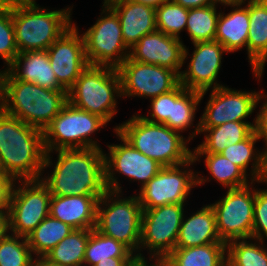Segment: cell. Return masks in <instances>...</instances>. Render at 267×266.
<instances>
[{"label":"cell","instance_id":"cell-19","mask_svg":"<svg viewBox=\"0 0 267 266\" xmlns=\"http://www.w3.org/2000/svg\"><path fill=\"white\" fill-rule=\"evenodd\" d=\"M184 43L182 39L156 30L144 35L130 48L129 57L137 62L163 66L181 74Z\"/></svg>","mask_w":267,"mask_h":266},{"label":"cell","instance_id":"cell-31","mask_svg":"<svg viewBox=\"0 0 267 266\" xmlns=\"http://www.w3.org/2000/svg\"><path fill=\"white\" fill-rule=\"evenodd\" d=\"M74 228L64 222L47 216L26 237L31 252L35 257H45L59 242L67 237Z\"/></svg>","mask_w":267,"mask_h":266},{"label":"cell","instance_id":"cell-21","mask_svg":"<svg viewBox=\"0 0 267 266\" xmlns=\"http://www.w3.org/2000/svg\"><path fill=\"white\" fill-rule=\"evenodd\" d=\"M103 195L51 196L49 215L74 229H94L97 205Z\"/></svg>","mask_w":267,"mask_h":266},{"label":"cell","instance_id":"cell-18","mask_svg":"<svg viewBox=\"0 0 267 266\" xmlns=\"http://www.w3.org/2000/svg\"><path fill=\"white\" fill-rule=\"evenodd\" d=\"M76 23L47 49L49 61L58 83L68 91L89 66L82 34Z\"/></svg>","mask_w":267,"mask_h":266},{"label":"cell","instance_id":"cell-25","mask_svg":"<svg viewBox=\"0 0 267 266\" xmlns=\"http://www.w3.org/2000/svg\"><path fill=\"white\" fill-rule=\"evenodd\" d=\"M192 215H183L175 248H189L221 241L216 228V216L210 204L203 205Z\"/></svg>","mask_w":267,"mask_h":266},{"label":"cell","instance_id":"cell-51","mask_svg":"<svg viewBox=\"0 0 267 266\" xmlns=\"http://www.w3.org/2000/svg\"><path fill=\"white\" fill-rule=\"evenodd\" d=\"M13 3L19 5H39L36 0H13Z\"/></svg>","mask_w":267,"mask_h":266},{"label":"cell","instance_id":"cell-53","mask_svg":"<svg viewBox=\"0 0 267 266\" xmlns=\"http://www.w3.org/2000/svg\"><path fill=\"white\" fill-rule=\"evenodd\" d=\"M0 173H5L2 162H1V158H0Z\"/></svg>","mask_w":267,"mask_h":266},{"label":"cell","instance_id":"cell-46","mask_svg":"<svg viewBox=\"0 0 267 266\" xmlns=\"http://www.w3.org/2000/svg\"><path fill=\"white\" fill-rule=\"evenodd\" d=\"M148 259L150 260V265H149ZM145 266H173V265L167 258H146L145 257Z\"/></svg>","mask_w":267,"mask_h":266},{"label":"cell","instance_id":"cell-28","mask_svg":"<svg viewBox=\"0 0 267 266\" xmlns=\"http://www.w3.org/2000/svg\"><path fill=\"white\" fill-rule=\"evenodd\" d=\"M258 141L254 131L247 139L229 145L220 152L222 156L240 167L253 181H263L267 175V158L261 149L256 148ZM250 165L251 171L248 168Z\"/></svg>","mask_w":267,"mask_h":266},{"label":"cell","instance_id":"cell-29","mask_svg":"<svg viewBox=\"0 0 267 266\" xmlns=\"http://www.w3.org/2000/svg\"><path fill=\"white\" fill-rule=\"evenodd\" d=\"M207 93V91L202 93L191 91L179 84L172 90L171 116H169L165 125L180 133L193 128L196 111Z\"/></svg>","mask_w":267,"mask_h":266},{"label":"cell","instance_id":"cell-38","mask_svg":"<svg viewBox=\"0 0 267 266\" xmlns=\"http://www.w3.org/2000/svg\"><path fill=\"white\" fill-rule=\"evenodd\" d=\"M19 54L15 43V29L11 9L0 13V57L7 69Z\"/></svg>","mask_w":267,"mask_h":266},{"label":"cell","instance_id":"cell-7","mask_svg":"<svg viewBox=\"0 0 267 266\" xmlns=\"http://www.w3.org/2000/svg\"><path fill=\"white\" fill-rule=\"evenodd\" d=\"M142 206L135 195L107 191L98 201L95 229L127 246L139 259Z\"/></svg>","mask_w":267,"mask_h":266},{"label":"cell","instance_id":"cell-36","mask_svg":"<svg viewBox=\"0 0 267 266\" xmlns=\"http://www.w3.org/2000/svg\"><path fill=\"white\" fill-rule=\"evenodd\" d=\"M34 257L25 237L9 232L0 239V266H31Z\"/></svg>","mask_w":267,"mask_h":266},{"label":"cell","instance_id":"cell-54","mask_svg":"<svg viewBox=\"0 0 267 266\" xmlns=\"http://www.w3.org/2000/svg\"><path fill=\"white\" fill-rule=\"evenodd\" d=\"M1 72L2 70L0 69V90H1Z\"/></svg>","mask_w":267,"mask_h":266},{"label":"cell","instance_id":"cell-40","mask_svg":"<svg viewBox=\"0 0 267 266\" xmlns=\"http://www.w3.org/2000/svg\"><path fill=\"white\" fill-rule=\"evenodd\" d=\"M150 104L151 110L148 111V115L142 117L150 122L165 124L171 116L172 90L150 99Z\"/></svg>","mask_w":267,"mask_h":266},{"label":"cell","instance_id":"cell-26","mask_svg":"<svg viewBox=\"0 0 267 266\" xmlns=\"http://www.w3.org/2000/svg\"><path fill=\"white\" fill-rule=\"evenodd\" d=\"M195 162H200L201 157L205 158L204 163L209 175L206 178L203 174L197 172V186L214 179L217 183L226 189L241 188L250 184L253 180L240 167L222 156L220 153H193ZM251 181V182H250Z\"/></svg>","mask_w":267,"mask_h":266},{"label":"cell","instance_id":"cell-8","mask_svg":"<svg viewBox=\"0 0 267 266\" xmlns=\"http://www.w3.org/2000/svg\"><path fill=\"white\" fill-rule=\"evenodd\" d=\"M107 124L101 117L67 102L43 131L45 150L102 148L92 136Z\"/></svg>","mask_w":267,"mask_h":266},{"label":"cell","instance_id":"cell-17","mask_svg":"<svg viewBox=\"0 0 267 266\" xmlns=\"http://www.w3.org/2000/svg\"><path fill=\"white\" fill-rule=\"evenodd\" d=\"M194 50L189 54V49L184 46L183 65L189 60L187 68L181 71L180 84L186 89L199 93L219 88L218 75L221 70L223 55L229 52L216 40L197 42L193 44Z\"/></svg>","mask_w":267,"mask_h":266},{"label":"cell","instance_id":"cell-48","mask_svg":"<svg viewBox=\"0 0 267 266\" xmlns=\"http://www.w3.org/2000/svg\"><path fill=\"white\" fill-rule=\"evenodd\" d=\"M31 266H60V265L50 262L45 257H35L33 259V262H32Z\"/></svg>","mask_w":267,"mask_h":266},{"label":"cell","instance_id":"cell-37","mask_svg":"<svg viewBox=\"0 0 267 266\" xmlns=\"http://www.w3.org/2000/svg\"><path fill=\"white\" fill-rule=\"evenodd\" d=\"M188 9L174 3L172 0L156 8L157 30L166 35L181 39V32L187 25Z\"/></svg>","mask_w":267,"mask_h":266},{"label":"cell","instance_id":"cell-41","mask_svg":"<svg viewBox=\"0 0 267 266\" xmlns=\"http://www.w3.org/2000/svg\"><path fill=\"white\" fill-rule=\"evenodd\" d=\"M261 99L263 101L259 106V112L256 114V124H255V132L259 139V142L262 140L265 144L262 152L264 156L267 158V94L263 91L261 94ZM264 99V100H263Z\"/></svg>","mask_w":267,"mask_h":266},{"label":"cell","instance_id":"cell-23","mask_svg":"<svg viewBox=\"0 0 267 266\" xmlns=\"http://www.w3.org/2000/svg\"><path fill=\"white\" fill-rule=\"evenodd\" d=\"M6 70L15 79L51 90H65L56 79L47 50L21 52Z\"/></svg>","mask_w":267,"mask_h":266},{"label":"cell","instance_id":"cell-3","mask_svg":"<svg viewBox=\"0 0 267 266\" xmlns=\"http://www.w3.org/2000/svg\"><path fill=\"white\" fill-rule=\"evenodd\" d=\"M68 102L66 90H51L1 72L0 108L39 130L44 129Z\"/></svg>","mask_w":267,"mask_h":266},{"label":"cell","instance_id":"cell-16","mask_svg":"<svg viewBox=\"0 0 267 266\" xmlns=\"http://www.w3.org/2000/svg\"><path fill=\"white\" fill-rule=\"evenodd\" d=\"M123 98H155L175 89L180 75L172 69L137 62L128 57L118 68Z\"/></svg>","mask_w":267,"mask_h":266},{"label":"cell","instance_id":"cell-24","mask_svg":"<svg viewBox=\"0 0 267 266\" xmlns=\"http://www.w3.org/2000/svg\"><path fill=\"white\" fill-rule=\"evenodd\" d=\"M231 7L227 14L220 10L217 22L216 41H219L229 53L246 49L250 27L249 0L243 4H226Z\"/></svg>","mask_w":267,"mask_h":266},{"label":"cell","instance_id":"cell-15","mask_svg":"<svg viewBox=\"0 0 267 266\" xmlns=\"http://www.w3.org/2000/svg\"><path fill=\"white\" fill-rule=\"evenodd\" d=\"M51 196L40 179L18 180L9 209V232L26 238L49 216Z\"/></svg>","mask_w":267,"mask_h":266},{"label":"cell","instance_id":"cell-6","mask_svg":"<svg viewBox=\"0 0 267 266\" xmlns=\"http://www.w3.org/2000/svg\"><path fill=\"white\" fill-rule=\"evenodd\" d=\"M121 97L118 70L107 66L89 65L67 91L71 105L101 117L108 124L118 112L117 99Z\"/></svg>","mask_w":267,"mask_h":266},{"label":"cell","instance_id":"cell-52","mask_svg":"<svg viewBox=\"0 0 267 266\" xmlns=\"http://www.w3.org/2000/svg\"><path fill=\"white\" fill-rule=\"evenodd\" d=\"M131 266H145V258L137 259Z\"/></svg>","mask_w":267,"mask_h":266},{"label":"cell","instance_id":"cell-10","mask_svg":"<svg viewBox=\"0 0 267 266\" xmlns=\"http://www.w3.org/2000/svg\"><path fill=\"white\" fill-rule=\"evenodd\" d=\"M256 183L261 184L262 181H252L241 188L227 189L222 198L210 203L222 242L227 244L233 240L252 238Z\"/></svg>","mask_w":267,"mask_h":266},{"label":"cell","instance_id":"cell-39","mask_svg":"<svg viewBox=\"0 0 267 266\" xmlns=\"http://www.w3.org/2000/svg\"><path fill=\"white\" fill-rule=\"evenodd\" d=\"M262 183L267 186V180ZM252 238L262 242L267 239V189H255Z\"/></svg>","mask_w":267,"mask_h":266},{"label":"cell","instance_id":"cell-22","mask_svg":"<svg viewBox=\"0 0 267 266\" xmlns=\"http://www.w3.org/2000/svg\"><path fill=\"white\" fill-rule=\"evenodd\" d=\"M247 57L257 81L267 64V0H249Z\"/></svg>","mask_w":267,"mask_h":266},{"label":"cell","instance_id":"cell-34","mask_svg":"<svg viewBox=\"0 0 267 266\" xmlns=\"http://www.w3.org/2000/svg\"><path fill=\"white\" fill-rule=\"evenodd\" d=\"M219 4L188 9L186 32L191 43L212 41L215 39L217 22L220 15Z\"/></svg>","mask_w":267,"mask_h":266},{"label":"cell","instance_id":"cell-1","mask_svg":"<svg viewBox=\"0 0 267 266\" xmlns=\"http://www.w3.org/2000/svg\"><path fill=\"white\" fill-rule=\"evenodd\" d=\"M54 152L57 154L55 162L52 160ZM104 153L102 148L46 152L40 180L54 196L104 195L108 191L105 182ZM48 167L53 168L51 173L46 172L43 175Z\"/></svg>","mask_w":267,"mask_h":266},{"label":"cell","instance_id":"cell-9","mask_svg":"<svg viewBox=\"0 0 267 266\" xmlns=\"http://www.w3.org/2000/svg\"><path fill=\"white\" fill-rule=\"evenodd\" d=\"M95 24L83 32L89 65L117 69L128 57L130 49L123 41L118 15L103 1Z\"/></svg>","mask_w":267,"mask_h":266},{"label":"cell","instance_id":"cell-50","mask_svg":"<svg viewBox=\"0 0 267 266\" xmlns=\"http://www.w3.org/2000/svg\"><path fill=\"white\" fill-rule=\"evenodd\" d=\"M247 0H217V4L226 5V4H243Z\"/></svg>","mask_w":267,"mask_h":266},{"label":"cell","instance_id":"cell-4","mask_svg":"<svg viewBox=\"0 0 267 266\" xmlns=\"http://www.w3.org/2000/svg\"><path fill=\"white\" fill-rule=\"evenodd\" d=\"M113 130L163 167L180 165L192 158L193 150L188 147L191 141L187 136L165 124L150 122L138 113Z\"/></svg>","mask_w":267,"mask_h":266},{"label":"cell","instance_id":"cell-2","mask_svg":"<svg viewBox=\"0 0 267 266\" xmlns=\"http://www.w3.org/2000/svg\"><path fill=\"white\" fill-rule=\"evenodd\" d=\"M45 155L43 131L0 108V158L5 174L17 181L40 179Z\"/></svg>","mask_w":267,"mask_h":266},{"label":"cell","instance_id":"cell-32","mask_svg":"<svg viewBox=\"0 0 267 266\" xmlns=\"http://www.w3.org/2000/svg\"><path fill=\"white\" fill-rule=\"evenodd\" d=\"M110 258H136V255L122 242L100 233L95 228L90 229L83 266H95L99 261Z\"/></svg>","mask_w":267,"mask_h":266},{"label":"cell","instance_id":"cell-5","mask_svg":"<svg viewBox=\"0 0 267 266\" xmlns=\"http://www.w3.org/2000/svg\"><path fill=\"white\" fill-rule=\"evenodd\" d=\"M72 9L73 6L50 10L39 5L13 3L12 21L19 53L47 50L73 25Z\"/></svg>","mask_w":267,"mask_h":266},{"label":"cell","instance_id":"cell-30","mask_svg":"<svg viewBox=\"0 0 267 266\" xmlns=\"http://www.w3.org/2000/svg\"><path fill=\"white\" fill-rule=\"evenodd\" d=\"M166 258L173 266H227V244L175 248Z\"/></svg>","mask_w":267,"mask_h":266},{"label":"cell","instance_id":"cell-20","mask_svg":"<svg viewBox=\"0 0 267 266\" xmlns=\"http://www.w3.org/2000/svg\"><path fill=\"white\" fill-rule=\"evenodd\" d=\"M117 15L123 41L132 48L141 37L157 30L156 9L131 0L104 1Z\"/></svg>","mask_w":267,"mask_h":266},{"label":"cell","instance_id":"cell-49","mask_svg":"<svg viewBox=\"0 0 267 266\" xmlns=\"http://www.w3.org/2000/svg\"><path fill=\"white\" fill-rule=\"evenodd\" d=\"M13 0H0V13L11 9Z\"/></svg>","mask_w":267,"mask_h":266},{"label":"cell","instance_id":"cell-45","mask_svg":"<svg viewBox=\"0 0 267 266\" xmlns=\"http://www.w3.org/2000/svg\"><path fill=\"white\" fill-rule=\"evenodd\" d=\"M9 233V210H0V239Z\"/></svg>","mask_w":267,"mask_h":266},{"label":"cell","instance_id":"cell-35","mask_svg":"<svg viewBox=\"0 0 267 266\" xmlns=\"http://www.w3.org/2000/svg\"><path fill=\"white\" fill-rule=\"evenodd\" d=\"M253 238L227 243V266H267V247Z\"/></svg>","mask_w":267,"mask_h":266},{"label":"cell","instance_id":"cell-47","mask_svg":"<svg viewBox=\"0 0 267 266\" xmlns=\"http://www.w3.org/2000/svg\"><path fill=\"white\" fill-rule=\"evenodd\" d=\"M131 1L143 4V5H148L156 9L159 6H161L163 3L169 2L171 0H131Z\"/></svg>","mask_w":267,"mask_h":266},{"label":"cell","instance_id":"cell-42","mask_svg":"<svg viewBox=\"0 0 267 266\" xmlns=\"http://www.w3.org/2000/svg\"><path fill=\"white\" fill-rule=\"evenodd\" d=\"M17 180L5 173H0V210H9L13 190Z\"/></svg>","mask_w":267,"mask_h":266},{"label":"cell","instance_id":"cell-43","mask_svg":"<svg viewBox=\"0 0 267 266\" xmlns=\"http://www.w3.org/2000/svg\"><path fill=\"white\" fill-rule=\"evenodd\" d=\"M174 3L181 5L186 9L207 7L217 4V0H172Z\"/></svg>","mask_w":267,"mask_h":266},{"label":"cell","instance_id":"cell-27","mask_svg":"<svg viewBox=\"0 0 267 266\" xmlns=\"http://www.w3.org/2000/svg\"><path fill=\"white\" fill-rule=\"evenodd\" d=\"M256 118L251 122L229 121L224 124L200 128L204 140L195 147L193 153H220L227 146L247 139L255 131Z\"/></svg>","mask_w":267,"mask_h":266},{"label":"cell","instance_id":"cell-12","mask_svg":"<svg viewBox=\"0 0 267 266\" xmlns=\"http://www.w3.org/2000/svg\"><path fill=\"white\" fill-rule=\"evenodd\" d=\"M184 207L178 203L143 209L139 259L145 258L146 249L149 258H166L175 249Z\"/></svg>","mask_w":267,"mask_h":266},{"label":"cell","instance_id":"cell-14","mask_svg":"<svg viewBox=\"0 0 267 266\" xmlns=\"http://www.w3.org/2000/svg\"><path fill=\"white\" fill-rule=\"evenodd\" d=\"M120 144L107 145L105 156V182L108 191L122 192V186L116 174L127 177L130 182L140 183L142 188L163 167L156 160L142 154L126 141L116 130L113 131ZM119 180V182H118Z\"/></svg>","mask_w":267,"mask_h":266},{"label":"cell","instance_id":"cell-44","mask_svg":"<svg viewBox=\"0 0 267 266\" xmlns=\"http://www.w3.org/2000/svg\"><path fill=\"white\" fill-rule=\"evenodd\" d=\"M137 258H110V260L99 261L95 266H131Z\"/></svg>","mask_w":267,"mask_h":266},{"label":"cell","instance_id":"cell-11","mask_svg":"<svg viewBox=\"0 0 267 266\" xmlns=\"http://www.w3.org/2000/svg\"><path fill=\"white\" fill-rule=\"evenodd\" d=\"M209 91V100L207 99L202 116L194 131L192 129L189 132L190 141L200 134V128H211L229 121L250 122L246 119L262 103L261 94L264 90H237L224 85Z\"/></svg>","mask_w":267,"mask_h":266},{"label":"cell","instance_id":"cell-33","mask_svg":"<svg viewBox=\"0 0 267 266\" xmlns=\"http://www.w3.org/2000/svg\"><path fill=\"white\" fill-rule=\"evenodd\" d=\"M89 235L90 229H74L45 258L60 266H83Z\"/></svg>","mask_w":267,"mask_h":266},{"label":"cell","instance_id":"cell-13","mask_svg":"<svg viewBox=\"0 0 267 266\" xmlns=\"http://www.w3.org/2000/svg\"><path fill=\"white\" fill-rule=\"evenodd\" d=\"M195 163L192 157L183 164L162 167L136 193L142 209L188 202L191 190L197 187V172L191 169Z\"/></svg>","mask_w":267,"mask_h":266}]
</instances>
